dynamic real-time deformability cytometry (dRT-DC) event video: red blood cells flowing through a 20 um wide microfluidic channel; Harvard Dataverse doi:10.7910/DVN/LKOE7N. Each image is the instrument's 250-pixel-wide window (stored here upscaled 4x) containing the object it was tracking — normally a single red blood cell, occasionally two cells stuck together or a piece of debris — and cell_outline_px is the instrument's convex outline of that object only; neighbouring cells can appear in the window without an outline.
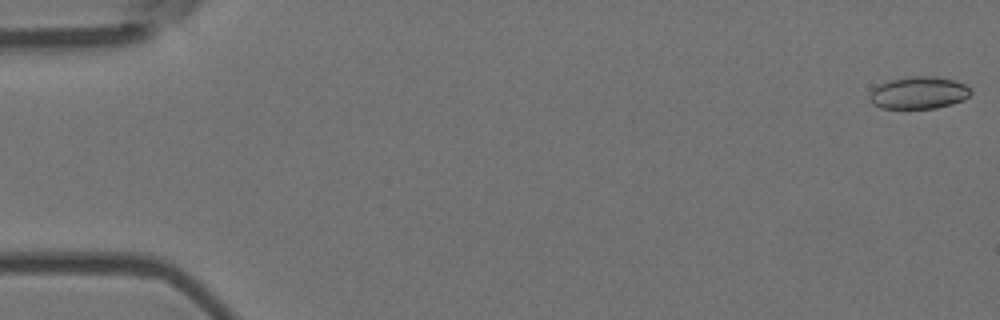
{"species": "Egyptian fruit bat (a non-hibernating species)", "species_latin": "Rousettus aegyptiacus", "temperature_condition": "room temperature", "stored_images_in_passage": 25, "camera_frame_rate_fps": 3000, "um_per_image_px": 0.085, "animal": {"sex": "female"}, "frame": {"image": 1, "passage_image": 1, "time_ms": 0.0, "image_size_px": [1000, 320], "cell_outline_px": [[972, 92], [964, 100], [952, 104], [936, 108], [880, 108], [872, 104], [868, 96], [868, 92], [872, 88], [888, 80], [912, 76], [936, 76], [952, 80], [964, 84], [972, 88]], "centroid_in_image_um": [78.07, 7.88], "position_along_channel_um": 6.9, "area_um2": 19.25}}
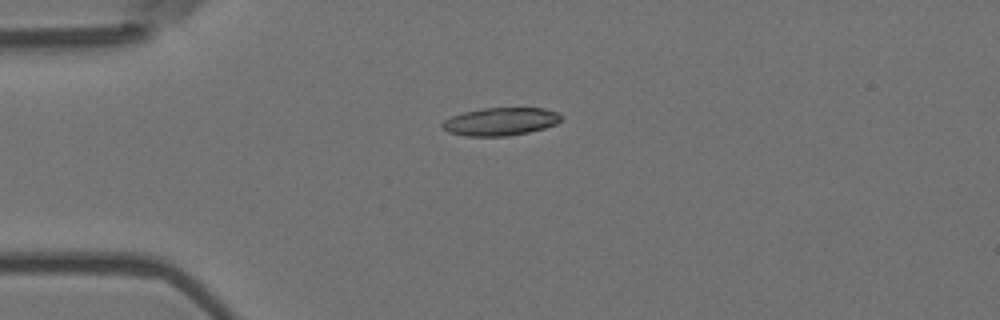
{"frame": {"image": 2, "passage_image": 14, "time_ms": 4.333, "image_size_px": [1000, 320], "cell_outline_px": [[560, 120], [556, 124], [544, 128], [528, 132], [508, 136], [464, 136], [448, 132], [440, 124], [444, 120], [452, 116], [464, 112], [484, 108], [544, 108], [556, 112], [560, 116]], "centroid_in_image_um": [42.51, 10.34], "position_along_channel_um": 42.5, "area_um2": 19.19}}
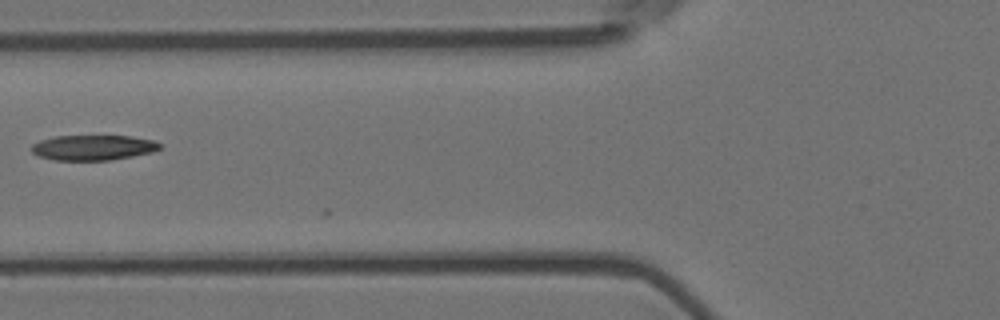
{"frame": {"image": 3, "passage_image": 22, "time_ms": 7.0, "image_size_px": [1000, 320], "cell_outline_px": [[164, 148], [152, 152], [132, 156], [108, 160], [56, 160], [40, 156], [32, 152], [32, 144], [40, 140], [56, 136], [132, 136], [152, 140], [164, 144]], "centroid_in_image_um": [7.98, 12.54], "position_along_channel_um": 117.8, "area_um2": 18.84}}